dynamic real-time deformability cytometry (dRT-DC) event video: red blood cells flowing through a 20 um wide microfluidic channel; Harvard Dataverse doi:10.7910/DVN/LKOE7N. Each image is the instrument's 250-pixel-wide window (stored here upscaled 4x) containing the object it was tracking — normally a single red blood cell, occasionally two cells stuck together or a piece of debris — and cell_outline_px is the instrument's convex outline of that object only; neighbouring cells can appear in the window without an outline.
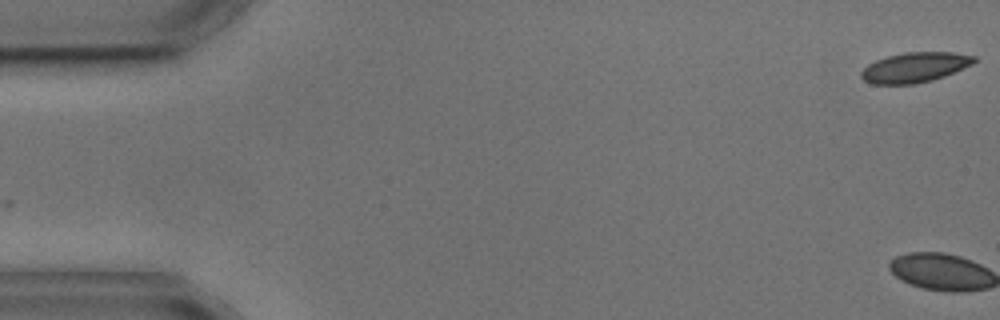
{"species": "common noctule bat (a hibernating species)", "species_latin": "Nyctalus noctula", "temperature_condition": "cold", "stored_images_in_passage": 2, "camera_frame_rate_fps": 3000, "um_per_image_px": 0.085, "animal": {"sex": "male", "body_mass_g": 17.9, "forearm_length_mm": 54.2}, "frame": {"image": 1, "passage_image": 2, "time_ms": 1.333, "image_size_px": [1000, 320], "cell_outline_px": [[976, 60], [972, 64], [944, 76], [932, 80], [912, 84], [872, 84], [864, 80], [860, 76], [860, 72], [868, 64], [876, 60], [888, 56], [904, 52], [956, 52], [976, 56]], "centroid_in_image_um": [77.75, 5.72], "position_along_channel_um": 7.2, "area_um2": 19.71}}